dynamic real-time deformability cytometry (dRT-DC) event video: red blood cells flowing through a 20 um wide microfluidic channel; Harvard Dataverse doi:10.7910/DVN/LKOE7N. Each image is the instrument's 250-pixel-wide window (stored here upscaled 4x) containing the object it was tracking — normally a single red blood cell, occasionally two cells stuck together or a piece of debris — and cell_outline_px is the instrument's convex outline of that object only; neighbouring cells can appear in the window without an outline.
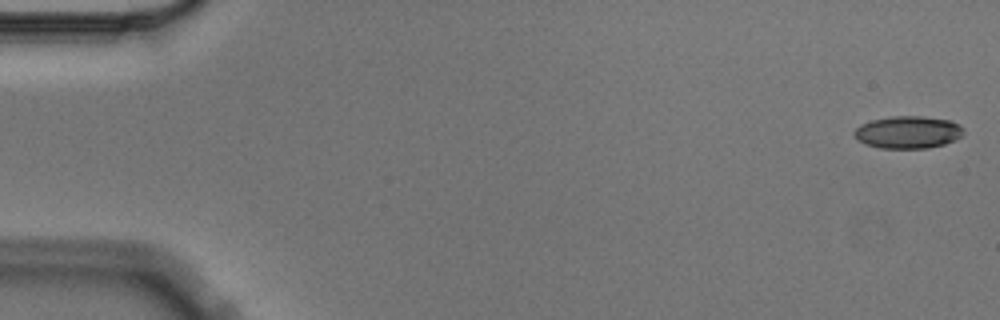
{"species": "Egyptian fruit bat (a non-hibernating species)", "species_latin": "Rousettus aegyptiacus", "temperature_condition": "cold", "stored_images_in_passage": 4, "camera_frame_rate_fps": 3000, "um_per_image_px": 0.085, "animal": {"sex": "male"}, "frame": {"image": 1, "passage_image": 1, "time_ms": 0.0, "image_size_px": [1000, 320], "cell_outline_px": [[964, 132], [956, 140], [944, 144], [928, 148], [880, 148], [864, 144], [856, 140], [852, 132], [860, 124], [872, 120], [892, 116], [924, 116], [952, 120], [960, 124], [964, 128]], "centroid_in_image_um": [77.18, 11.23], "position_along_channel_um": 7.8, "area_um2": 20.98}}